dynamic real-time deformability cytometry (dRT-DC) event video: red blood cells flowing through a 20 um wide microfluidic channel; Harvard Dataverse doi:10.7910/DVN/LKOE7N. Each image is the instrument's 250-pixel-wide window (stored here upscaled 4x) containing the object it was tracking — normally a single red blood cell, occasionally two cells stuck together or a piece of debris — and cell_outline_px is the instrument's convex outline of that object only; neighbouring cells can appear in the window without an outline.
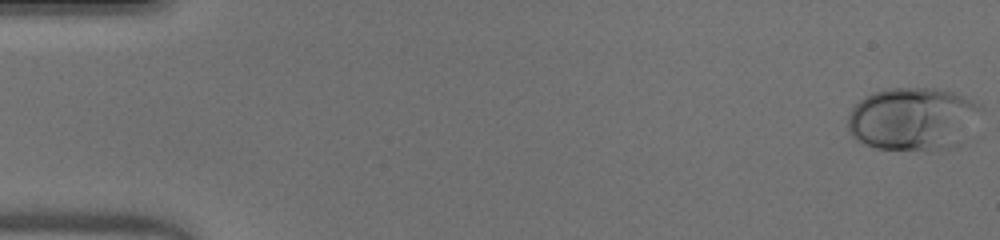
{"species": "human", "species_latin": "Homo sapiens", "temperature_condition": "warm", "stored_images_in_passage": 50, "camera_frame_rate_fps": 3000, "um_per_image_px": 0.085, "donor": {"sex": "male"}, "frame": {"image": 1, "passage_image": 1, "time_ms": 0.0, "image_size_px": [1000, 240], "cell_outline_px": [[984, 108], [960, 144], [948, 148], [932, 152], [928, 152], [876, 148], [864, 144], [856, 140], [848, 132], [848, 116], [852, 108], [864, 96], [888, 88], [936, 88], [952, 92], [964, 96], [980, 104]], "centroid_in_image_um": [77.6, 10.13], "position_along_channel_um": 7.4, "area_um2": 49.59}}
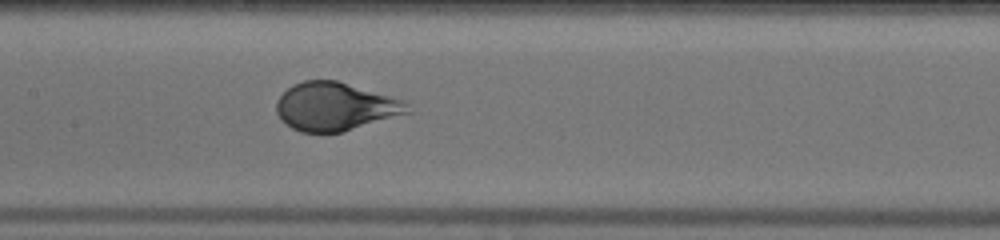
{"frame": {"image": 2, "passage_image": 25, "time_ms": 8.0, "image_size_px": [1000, 240], "cell_outline_px": [[412, 112], [340, 132], [300, 132], [292, 128], [280, 120], [276, 112], [276, 100], [292, 84], [304, 80], [336, 80], [404, 100], [408, 104]], "centroid_in_image_um": [28.47, 9.05], "position_along_channel_um": 178.9, "area_um2": 36.7}}
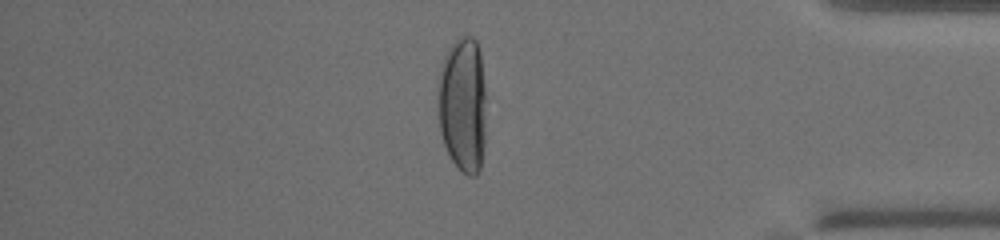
{"frame": {"image": 3, "passage_image": 43, "time_ms": 14.0, "image_size_px": [1000, 240], "cell_outline_px": [[484, 144], [480, 168], [476, 176], [468, 176], [456, 168], [444, 144], [440, 132], [436, 96], [440, 68], [444, 56], [448, 48], [460, 36], [472, 36], [476, 40], [480, 52], [484, 88]], "centroid_in_image_um": [39.3, 8.9], "position_along_channel_um": 395.9, "area_um2": 38.49}, "authors_computed_cell_mechanics": {"area_um2": 40.3155, "velocity_mm_per_s": 4.0939, "shape_relaxation_time_tau1_ms": 3.7538, "shape_relaxation_time_tau2_ms": null, "deformation_change_tau1": 0.215, "deformation_change_tau2": null}}